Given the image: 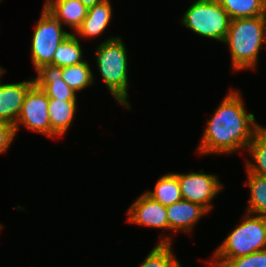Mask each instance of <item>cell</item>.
<instances>
[{"instance_id":"cell-1","label":"cell","mask_w":266,"mask_h":267,"mask_svg":"<svg viewBox=\"0 0 266 267\" xmlns=\"http://www.w3.org/2000/svg\"><path fill=\"white\" fill-rule=\"evenodd\" d=\"M240 89H229L210 119L198 144L200 155H231L246 150L255 132L262 126L253 113L245 110Z\"/></svg>"},{"instance_id":"cell-2","label":"cell","mask_w":266,"mask_h":267,"mask_svg":"<svg viewBox=\"0 0 266 267\" xmlns=\"http://www.w3.org/2000/svg\"><path fill=\"white\" fill-rule=\"evenodd\" d=\"M223 43L230 50L234 72L257 70L259 53L266 43V15L231 20Z\"/></svg>"},{"instance_id":"cell-3","label":"cell","mask_w":266,"mask_h":267,"mask_svg":"<svg viewBox=\"0 0 266 267\" xmlns=\"http://www.w3.org/2000/svg\"><path fill=\"white\" fill-rule=\"evenodd\" d=\"M95 50L97 70L104 85L119 105L131 111L128 100V51L122 38L108 36L106 40L97 45Z\"/></svg>"},{"instance_id":"cell-4","label":"cell","mask_w":266,"mask_h":267,"mask_svg":"<svg viewBox=\"0 0 266 267\" xmlns=\"http://www.w3.org/2000/svg\"><path fill=\"white\" fill-rule=\"evenodd\" d=\"M266 249V217L245 212L243 218L217 247L210 267H223L230 259Z\"/></svg>"},{"instance_id":"cell-5","label":"cell","mask_w":266,"mask_h":267,"mask_svg":"<svg viewBox=\"0 0 266 267\" xmlns=\"http://www.w3.org/2000/svg\"><path fill=\"white\" fill-rule=\"evenodd\" d=\"M196 35L224 42L231 18L218 0H195L180 19Z\"/></svg>"},{"instance_id":"cell-6","label":"cell","mask_w":266,"mask_h":267,"mask_svg":"<svg viewBox=\"0 0 266 267\" xmlns=\"http://www.w3.org/2000/svg\"><path fill=\"white\" fill-rule=\"evenodd\" d=\"M41 10L31 40V61L35 71L44 65H52L56 48L71 33L44 7Z\"/></svg>"},{"instance_id":"cell-7","label":"cell","mask_w":266,"mask_h":267,"mask_svg":"<svg viewBox=\"0 0 266 267\" xmlns=\"http://www.w3.org/2000/svg\"><path fill=\"white\" fill-rule=\"evenodd\" d=\"M179 182L182 198L184 200L203 206L208 212L213 209V200L221 192L224 185L215 174L199 172L186 174L174 173Z\"/></svg>"},{"instance_id":"cell-8","label":"cell","mask_w":266,"mask_h":267,"mask_svg":"<svg viewBox=\"0 0 266 267\" xmlns=\"http://www.w3.org/2000/svg\"><path fill=\"white\" fill-rule=\"evenodd\" d=\"M48 104V96L34 84L24 98L19 117L14 125L16 135L19 128L24 126L29 131L51 138Z\"/></svg>"},{"instance_id":"cell-9","label":"cell","mask_w":266,"mask_h":267,"mask_svg":"<svg viewBox=\"0 0 266 267\" xmlns=\"http://www.w3.org/2000/svg\"><path fill=\"white\" fill-rule=\"evenodd\" d=\"M127 222L169 231L166 207L142 193L127 210Z\"/></svg>"},{"instance_id":"cell-10","label":"cell","mask_w":266,"mask_h":267,"mask_svg":"<svg viewBox=\"0 0 266 267\" xmlns=\"http://www.w3.org/2000/svg\"><path fill=\"white\" fill-rule=\"evenodd\" d=\"M6 72L7 69H4L0 73V122L15 125L24 98L34 85V79L5 84L2 83L1 76Z\"/></svg>"},{"instance_id":"cell-11","label":"cell","mask_w":266,"mask_h":267,"mask_svg":"<svg viewBox=\"0 0 266 267\" xmlns=\"http://www.w3.org/2000/svg\"><path fill=\"white\" fill-rule=\"evenodd\" d=\"M34 84L42 89L49 99L62 101H79L77 93L62 79V68L54 65H44L36 71Z\"/></svg>"},{"instance_id":"cell-12","label":"cell","mask_w":266,"mask_h":267,"mask_svg":"<svg viewBox=\"0 0 266 267\" xmlns=\"http://www.w3.org/2000/svg\"><path fill=\"white\" fill-rule=\"evenodd\" d=\"M169 231L192 234L198 221L209 212L201 205L181 199L166 207Z\"/></svg>"},{"instance_id":"cell-13","label":"cell","mask_w":266,"mask_h":267,"mask_svg":"<svg viewBox=\"0 0 266 267\" xmlns=\"http://www.w3.org/2000/svg\"><path fill=\"white\" fill-rule=\"evenodd\" d=\"M111 0H102L93 7L88 8V13L81 26L74 33L79 39H95L102 35L112 20ZM87 38V39H86Z\"/></svg>"},{"instance_id":"cell-14","label":"cell","mask_w":266,"mask_h":267,"mask_svg":"<svg viewBox=\"0 0 266 267\" xmlns=\"http://www.w3.org/2000/svg\"><path fill=\"white\" fill-rule=\"evenodd\" d=\"M43 7L62 25L69 26L75 33L85 19L88 8L80 0H46Z\"/></svg>"},{"instance_id":"cell-15","label":"cell","mask_w":266,"mask_h":267,"mask_svg":"<svg viewBox=\"0 0 266 267\" xmlns=\"http://www.w3.org/2000/svg\"><path fill=\"white\" fill-rule=\"evenodd\" d=\"M78 101L49 99L48 114L51 127V138L63 137L75 120Z\"/></svg>"},{"instance_id":"cell-16","label":"cell","mask_w":266,"mask_h":267,"mask_svg":"<svg viewBox=\"0 0 266 267\" xmlns=\"http://www.w3.org/2000/svg\"><path fill=\"white\" fill-rule=\"evenodd\" d=\"M144 192L165 207L183 199L178 178L171 172L162 175L157 180L153 190L148 189Z\"/></svg>"},{"instance_id":"cell-17","label":"cell","mask_w":266,"mask_h":267,"mask_svg":"<svg viewBox=\"0 0 266 267\" xmlns=\"http://www.w3.org/2000/svg\"><path fill=\"white\" fill-rule=\"evenodd\" d=\"M246 151L254 161L246 159V172L266 177V126H261L254 134Z\"/></svg>"},{"instance_id":"cell-18","label":"cell","mask_w":266,"mask_h":267,"mask_svg":"<svg viewBox=\"0 0 266 267\" xmlns=\"http://www.w3.org/2000/svg\"><path fill=\"white\" fill-rule=\"evenodd\" d=\"M83 50L78 37L71 32L56 48L52 65L63 68L82 63L85 61Z\"/></svg>"},{"instance_id":"cell-19","label":"cell","mask_w":266,"mask_h":267,"mask_svg":"<svg viewBox=\"0 0 266 267\" xmlns=\"http://www.w3.org/2000/svg\"><path fill=\"white\" fill-rule=\"evenodd\" d=\"M172 239L173 237L169 235H160V241L158 240L139 267H173L178 260L173 253Z\"/></svg>"},{"instance_id":"cell-20","label":"cell","mask_w":266,"mask_h":267,"mask_svg":"<svg viewBox=\"0 0 266 267\" xmlns=\"http://www.w3.org/2000/svg\"><path fill=\"white\" fill-rule=\"evenodd\" d=\"M246 175L250 197L245 212L266 217V177L251 172Z\"/></svg>"},{"instance_id":"cell-21","label":"cell","mask_w":266,"mask_h":267,"mask_svg":"<svg viewBox=\"0 0 266 267\" xmlns=\"http://www.w3.org/2000/svg\"><path fill=\"white\" fill-rule=\"evenodd\" d=\"M231 20L266 15V0H218Z\"/></svg>"},{"instance_id":"cell-22","label":"cell","mask_w":266,"mask_h":267,"mask_svg":"<svg viewBox=\"0 0 266 267\" xmlns=\"http://www.w3.org/2000/svg\"><path fill=\"white\" fill-rule=\"evenodd\" d=\"M62 79L76 93L95 83V76L87 60L73 66L63 67Z\"/></svg>"},{"instance_id":"cell-23","label":"cell","mask_w":266,"mask_h":267,"mask_svg":"<svg viewBox=\"0 0 266 267\" xmlns=\"http://www.w3.org/2000/svg\"><path fill=\"white\" fill-rule=\"evenodd\" d=\"M223 267H266V249L230 259Z\"/></svg>"},{"instance_id":"cell-24","label":"cell","mask_w":266,"mask_h":267,"mask_svg":"<svg viewBox=\"0 0 266 267\" xmlns=\"http://www.w3.org/2000/svg\"><path fill=\"white\" fill-rule=\"evenodd\" d=\"M16 136L14 125L0 122V154L7 153Z\"/></svg>"},{"instance_id":"cell-25","label":"cell","mask_w":266,"mask_h":267,"mask_svg":"<svg viewBox=\"0 0 266 267\" xmlns=\"http://www.w3.org/2000/svg\"><path fill=\"white\" fill-rule=\"evenodd\" d=\"M87 8L93 7L95 4L100 3L102 0H80Z\"/></svg>"},{"instance_id":"cell-26","label":"cell","mask_w":266,"mask_h":267,"mask_svg":"<svg viewBox=\"0 0 266 267\" xmlns=\"http://www.w3.org/2000/svg\"><path fill=\"white\" fill-rule=\"evenodd\" d=\"M173 267H183L180 262L178 261Z\"/></svg>"},{"instance_id":"cell-27","label":"cell","mask_w":266,"mask_h":267,"mask_svg":"<svg viewBox=\"0 0 266 267\" xmlns=\"http://www.w3.org/2000/svg\"><path fill=\"white\" fill-rule=\"evenodd\" d=\"M4 69H5L4 67H1V66H0V73H1Z\"/></svg>"},{"instance_id":"cell-28","label":"cell","mask_w":266,"mask_h":267,"mask_svg":"<svg viewBox=\"0 0 266 267\" xmlns=\"http://www.w3.org/2000/svg\"><path fill=\"white\" fill-rule=\"evenodd\" d=\"M3 228V225L2 224H0V232H1V229Z\"/></svg>"}]
</instances>
